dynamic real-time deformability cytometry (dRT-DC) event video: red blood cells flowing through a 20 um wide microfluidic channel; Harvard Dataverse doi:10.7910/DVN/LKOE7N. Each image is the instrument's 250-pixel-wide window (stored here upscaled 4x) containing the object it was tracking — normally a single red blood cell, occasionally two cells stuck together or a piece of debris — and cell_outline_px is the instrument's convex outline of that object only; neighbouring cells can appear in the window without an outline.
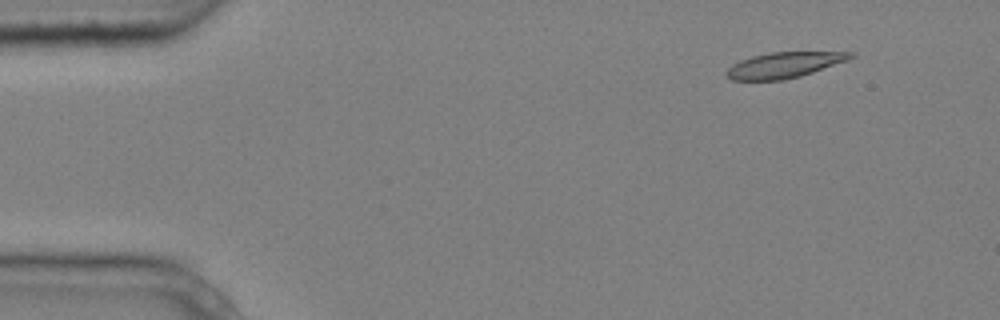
{"species": "common noctule bat (a hibernating species)", "species_latin": "Nyctalus noctula", "temperature_condition": "cold", "stored_images_in_passage": 10, "camera_frame_rate_fps": 3000, "um_per_image_px": 0.085, "animal": {"sex": "male", "body_mass_g": 20.4}, "frame": {"image": 1, "passage_image": 2, "time_ms": 0.333, "image_size_px": [1000, 320], "cell_outline_px": [[856, 56], [848, 60], [800, 76], [784, 80], [732, 80], [724, 72], [732, 64], [740, 60], [752, 56], [772, 52], [856, 52]], "centroid_in_image_um": [66.65, 5.52], "position_along_channel_um": 18.3, "area_um2": 18.5}}
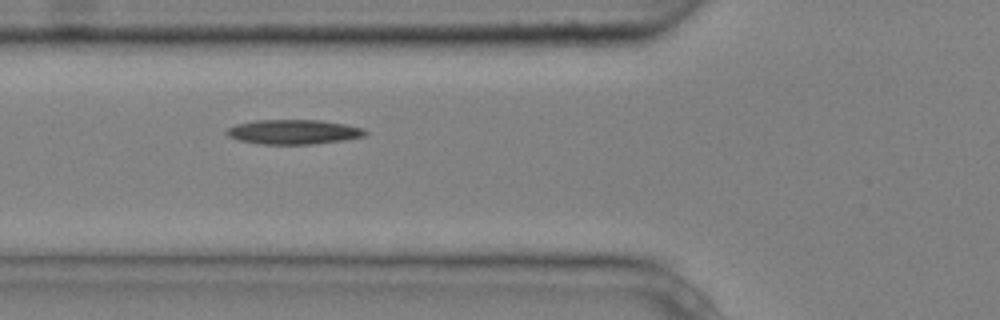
{"frame": {"image": 2, "passage_image": 6, "time_ms": 1.667, "image_size_px": [1000, 320], "cell_outline_px": [[368, 132], [364, 136], [344, 140], [312, 144], [260, 144], [236, 140], [228, 136], [224, 132], [228, 128], [236, 124], [256, 120], [320, 120], [344, 124], [364, 128]], "centroid_in_image_um": [24.92, 11.21], "position_along_channel_um": 100.9, "area_um2": 19.94}}
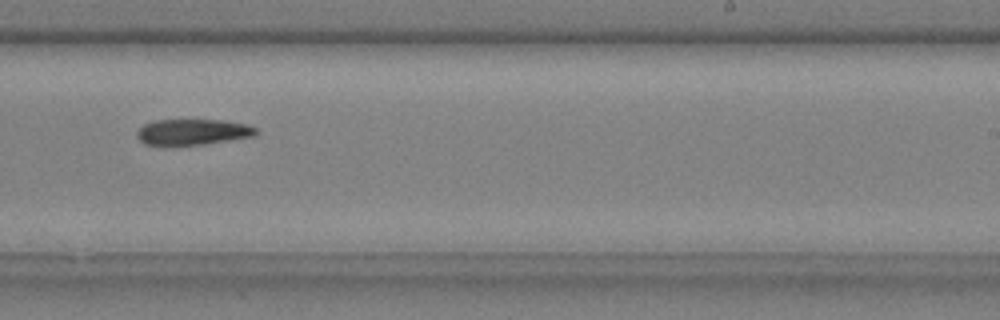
{"frame": {"image": 3, "passage_image": 10, "time_ms": 3.0, "image_size_px": [1000, 320], "cell_outline_px": [[260, 132], [256, 136], [200, 144], [144, 144], [136, 136], [136, 132], [144, 124], [156, 120], [220, 120], [248, 124], [256, 128]], "centroid_in_image_um": [16.43, 11.2], "position_along_channel_um": 272.6, "area_um2": 17.69}}